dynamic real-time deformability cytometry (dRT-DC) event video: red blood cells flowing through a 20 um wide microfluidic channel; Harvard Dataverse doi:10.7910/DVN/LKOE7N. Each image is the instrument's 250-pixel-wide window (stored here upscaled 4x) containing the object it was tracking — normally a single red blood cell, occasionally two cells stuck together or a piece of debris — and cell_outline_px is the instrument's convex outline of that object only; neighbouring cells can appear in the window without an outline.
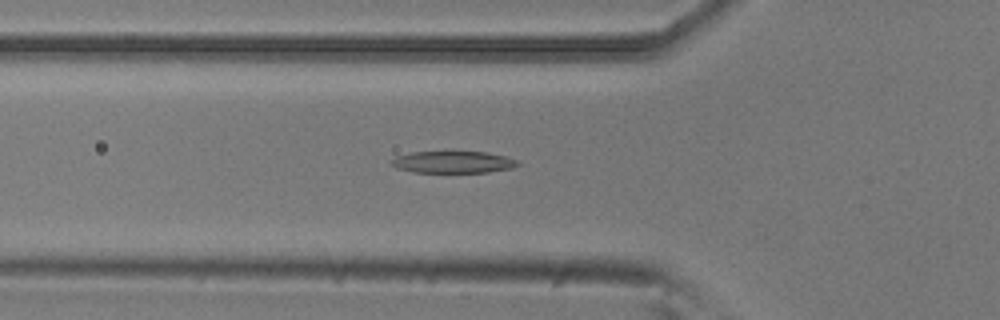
{"species": "common noctule bat (a hibernating species)", "species_latin": "Nyctalus noctula", "temperature_condition": "room temperature", "stored_images_in_passage": 53, "camera_frame_rate_fps": 3000, "um_per_image_px": 0.085, "animal": {"sex": "male", "body_mass_g": 20.5, "forearm_length_mm": 52.5}, "frame": {"image": 1, "passage_image": 17, "time_ms": 5.333, "image_size_px": [1000, 320], "cell_outline_px": [[520, 164], [512, 168], [488, 172], [412, 172], [388, 164], [388, 160], [396, 156], [412, 152], [452, 148], [488, 152], [504, 156], [516, 160]], "centroid_in_image_um": [38.46, 13.71], "position_along_channel_um": 87.3, "area_um2": 17.17}}
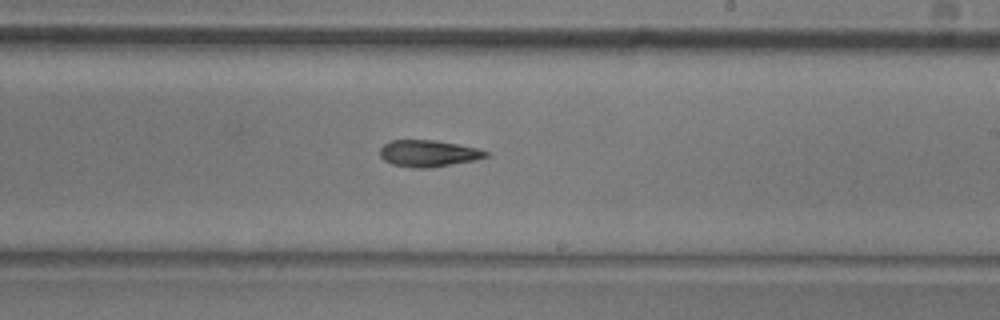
{"frame": {"image": 2, "passage_image": 30, "time_ms": 9.667, "image_size_px": [1000, 320], "cell_outline_px": [[488, 156], [472, 160], [432, 168], [412, 168], [392, 164], [384, 160], [380, 156], [380, 148], [384, 144], [392, 140], [436, 140], [476, 148], [488, 152]], "centroid_in_image_um": [36.36, 13.04], "position_along_channel_um": 252.6, "area_um2": 16.3}}
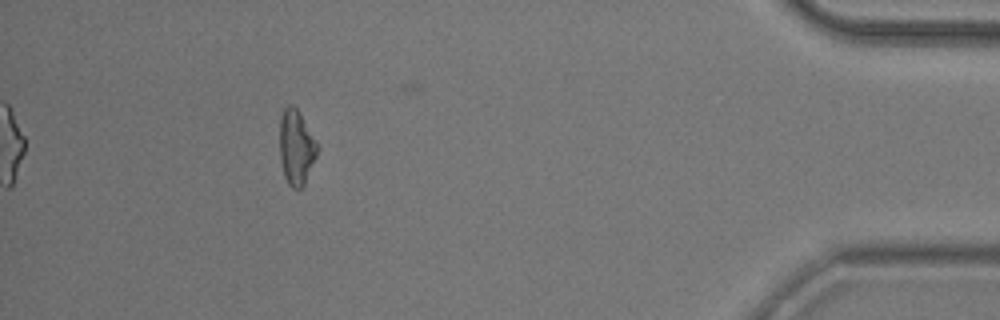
{"frame": {"image": 3, "passage_image": 47, "time_ms": 15.333, "image_size_px": [1000, 320], "cell_outline_px": [[320, 148], [304, 184], [300, 188], [292, 188], [288, 184], [284, 176], [280, 160], [280, 120], [284, 108], [288, 104], [292, 104], [300, 112], [316, 140]], "centroid_in_image_um": [25.19, 12.5], "position_along_channel_um": 410.0, "area_um2": 16.53}, "authors_computed_cell_mechanics": {"area_um2": 16.7042, "velocity_mm_per_s": 3.7964, "shape_relaxation_time_tau1_ms": 6.9489, "shape_relaxation_time_tau2_ms": null, "deformation_change_tau1": 0.1731, "deformation_change_tau2": null}}